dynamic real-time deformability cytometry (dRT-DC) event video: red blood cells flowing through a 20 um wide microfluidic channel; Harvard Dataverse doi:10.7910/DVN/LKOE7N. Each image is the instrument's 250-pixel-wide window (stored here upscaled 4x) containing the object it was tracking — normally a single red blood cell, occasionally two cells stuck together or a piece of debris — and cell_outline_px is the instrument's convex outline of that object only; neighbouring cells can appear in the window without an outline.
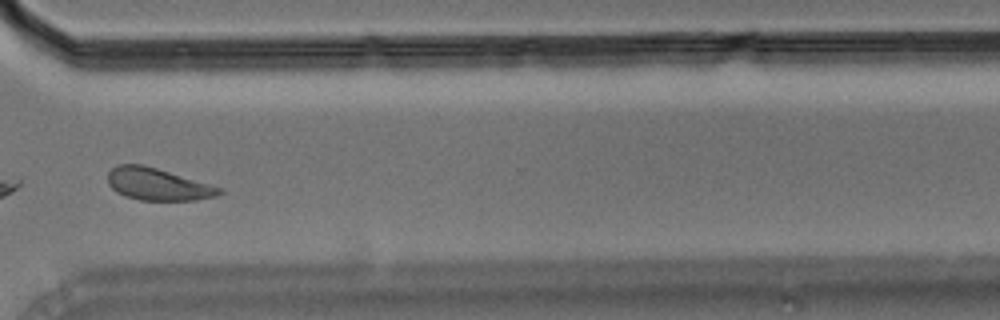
{"species": "Egyptian fruit bat (a non-hibernating species)", "species_latin": "Rousettus aegyptiacus", "temperature_condition": "room temperature", "stored_images_in_passage": 43, "camera_frame_rate_fps": 3000, "um_per_image_px": 0.085, "animal": {"sex": "male"}, "frame": {"image": 1, "passage_image": 31, "time_ms": 10.0, "image_size_px": [1000, 320], "cell_outline_px": [[224, 192], [220, 196], [196, 200], [140, 200], [124, 196], [116, 192], [108, 184], [108, 172], [116, 164], [140, 164], [156, 168], [208, 184], [220, 188]], "centroid_in_image_um": [13.38, 15.67], "position_along_channel_um": 357.2, "area_um2": 20.75}, "authors_computed_cell_mechanics": {"area_um2": 21.4438, "velocity_mm_per_s": 3.5865, "shape_relaxation_time_tau1_ms": 2.7655, "shape_relaxation_time_tau2_ms": 10.9649, "deformation_change_tau1": 0.0959, "deformation_change_tau2": 0.1567}}